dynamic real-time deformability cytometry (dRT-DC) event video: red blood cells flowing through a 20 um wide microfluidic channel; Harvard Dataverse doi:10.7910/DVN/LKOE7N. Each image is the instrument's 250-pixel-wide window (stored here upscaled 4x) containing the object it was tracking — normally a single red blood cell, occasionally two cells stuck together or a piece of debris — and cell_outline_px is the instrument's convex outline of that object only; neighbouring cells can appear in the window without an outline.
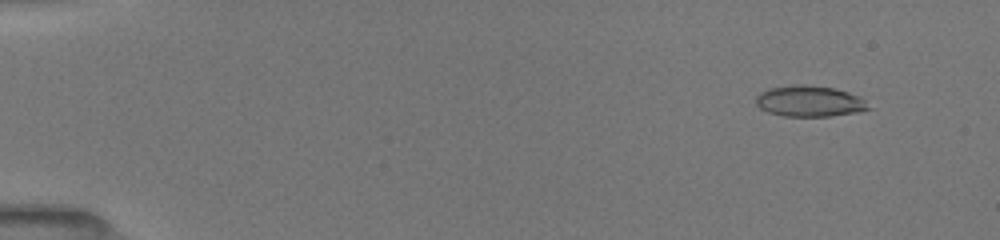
{"species": "common noctule bat (a hibernating species)", "species_latin": "Nyctalus noctula", "temperature_condition": "room temperature", "stored_images_in_passage": 52, "camera_frame_rate_fps": 3000, "um_per_image_px": 0.085, "animal": {"sex": "female", "body_mass_g": 19.5, "forearm_length_mm": 54.1}, "frame": {"image": 1, "passage_image": 5, "time_ms": 1.333, "image_size_px": [1000, 240], "cell_outline_px": [[872, 108], [860, 112], [832, 116], [784, 116], [768, 112], [760, 108], [756, 104], [756, 96], [760, 92], [768, 88], [792, 84], [804, 84], [836, 88], [860, 96]], "centroid_in_image_um": [68.82, 8.59], "position_along_channel_um": 16.2, "area_um2": 20.63}}
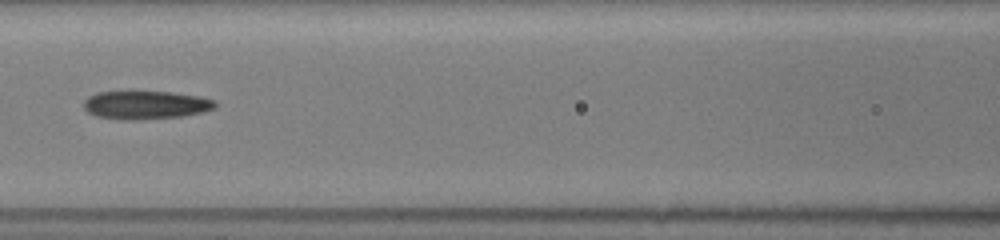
{"frame": {"image": 2, "passage_image": 25, "time_ms": 8.0, "image_size_px": [1000, 240], "cell_outline_px": [[216, 108], [200, 112], [180, 116], [136, 120], [124, 120], [96, 116], [88, 112], [84, 108], [84, 100], [88, 96], [96, 92], [172, 92], [200, 96], [216, 100]], "centroid_in_image_um": [12.37, 8.92], "position_along_channel_um": 154.2, "area_um2": 21.62}}
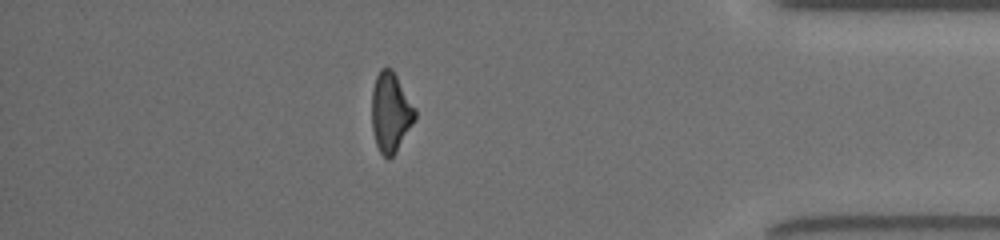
{"frame": {"image": 3, "passage_image": 46, "time_ms": 15.0, "image_size_px": [1000, 240], "cell_outline_px": [[416, 120], [396, 152], [388, 160], [380, 152], [376, 144], [372, 128], [372, 92], [376, 76], [380, 68], [392, 68], [416, 108]], "centroid_in_image_um": [33.22, 9.55], "position_along_channel_um": 402.0, "area_um2": 20.23}, "authors_computed_cell_mechanics": {"area_um2": 21.0681, "velocity_mm_per_s": 3.9953, "shape_relaxation_time_tau1_ms": null, "shape_relaxation_time_tau2_ms": 5.9181, "deformation_change_tau1": null, "deformation_change_tau2": 0.1845}}